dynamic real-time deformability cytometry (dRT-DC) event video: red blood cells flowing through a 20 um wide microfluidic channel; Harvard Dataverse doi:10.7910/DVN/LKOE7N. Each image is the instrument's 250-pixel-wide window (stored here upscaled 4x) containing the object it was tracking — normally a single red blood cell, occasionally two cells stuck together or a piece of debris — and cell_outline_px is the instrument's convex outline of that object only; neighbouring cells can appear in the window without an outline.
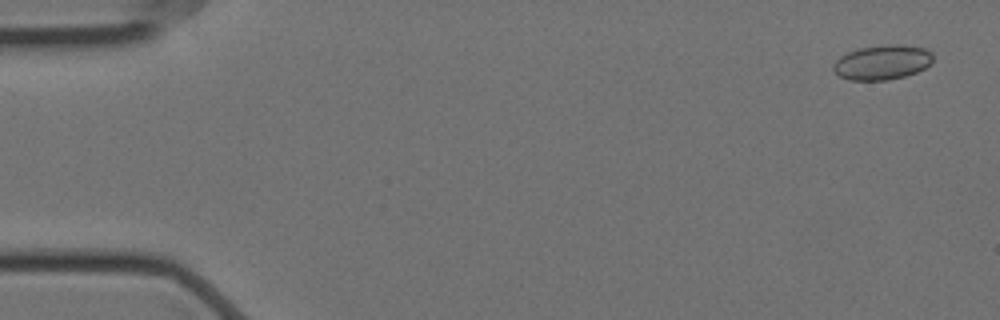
{"species": "Egyptian fruit bat (a non-hibernating species)", "species_latin": "Rousettus aegyptiacus", "temperature_condition": "cold", "stored_images_in_passage": 16, "camera_frame_rate_fps": 3000, "um_per_image_px": 0.085, "animal": {"sex": "female"}, "frame": {"image": 1, "passage_image": 3, "time_ms": 0.667, "image_size_px": [1000, 320], "cell_outline_px": [[932, 60], [924, 68], [916, 72], [904, 76], [888, 80], [848, 80], [840, 76], [832, 68], [836, 60], [840, 56], [848, 52], [860, 48], [888, 44], [904, 44], [924, 48], [932, 52]], "centroid_in_image_um": [74.99, 5.29], "position_along_channel_um": 10.0, "area_um2": 20.06}}
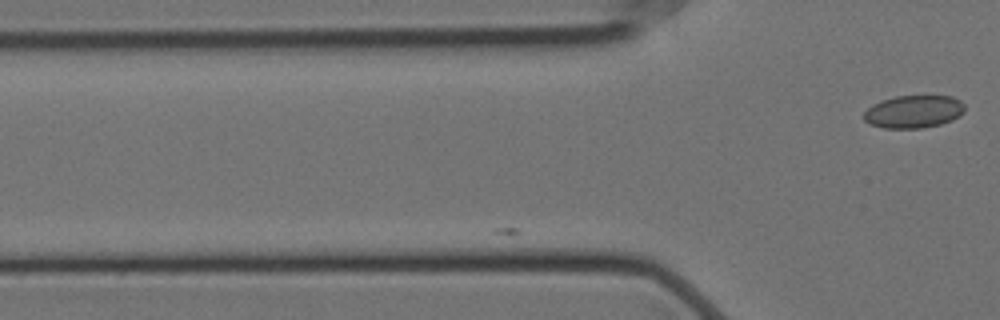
{"frame": {"image": 2, "passage_image": 16, "time_ms": 5.0, "image_size_px": [1000, 320], "cell_outline_px": [[964, 112], [960, 116], [952, 120], [940, 124], [920, 128], [884, 128], [868, 124], [864, 120], [864, 112], [872, 104], [896, 96], [952, 96], [960, 100], [964, 104]], "centroid_in_image_um": [77.66, 9.49], "position_along_channel_um": 48.1, "area_um2": 19.25}}